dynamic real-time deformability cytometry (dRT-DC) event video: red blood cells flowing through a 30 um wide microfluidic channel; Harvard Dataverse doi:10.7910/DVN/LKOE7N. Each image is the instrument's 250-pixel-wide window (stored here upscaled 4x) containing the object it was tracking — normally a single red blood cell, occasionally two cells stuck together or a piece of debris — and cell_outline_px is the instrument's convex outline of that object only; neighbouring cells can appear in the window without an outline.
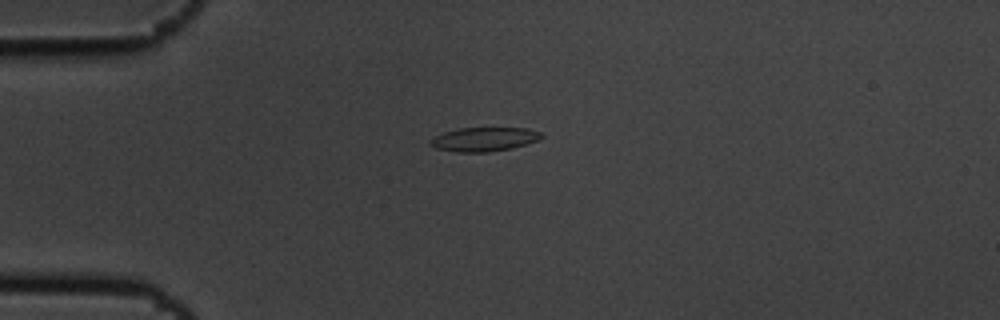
{"species": "common noctule bat (a hibernating species)", "species_latin": "Nyctalus noctula", "temperature_condition": "cold", "stored_images_in_passage": 12, "camera_frame_rate_fps": 3000, "um_per_image_px": 0.085, "animal": {"sex": "male", "body_mass_g": 19.5, "forearm_length_mm": 54.6}, "frame": {"image": 1, "passage_image": 1, "time_ms": 0.0, "image_size_px": [1000, 320], "cell_outline_px": [[544, 136], [536, 140], [512, 148], [488, 152], [456, 152], [436, 148], [428, 144], [428, 140], [444, 132], [460, 128], [528, 128], [544, 132]], "centroid_in_image_um": [41.14, 11.83], "position_along_channel_um": 43.9, "area_um2": 15.55}}
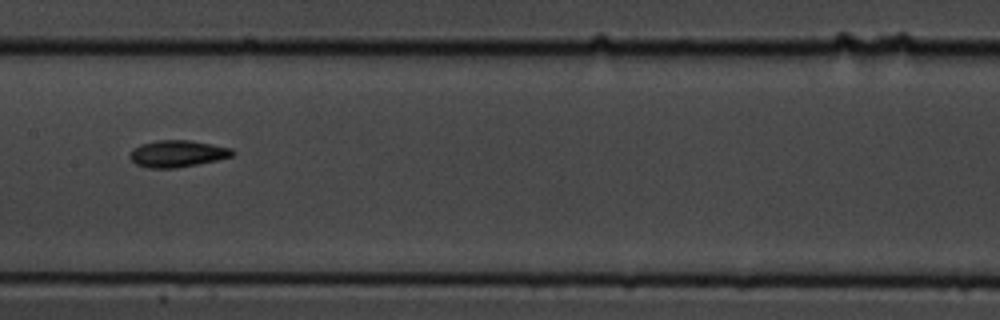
{"frame": {"image": 2, "passage_image": 5, "time_ms": 1.333, "image_size_px": [1000, 320], "cell_outline_px": [[236, 152], [232, 156], [216, 160], [176, 168], [148, 168], [136, 164], [128, 156], [132, 148], [140, 144], [156, 140], [192, 140], [232, 148]], "centroid_in_image_um": [15.06, 13.05], "position_along_channel_um": 192.3, "area_um2": 16.13}}
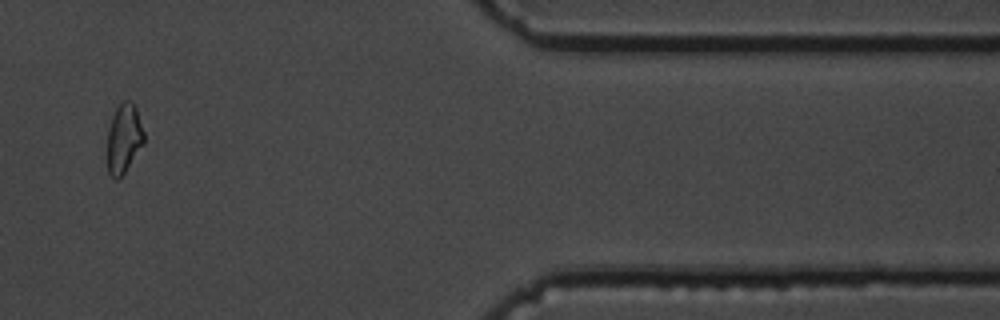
{"frame": {"image": 3, "passage_image": 10, "time_ms": 3.0, "image_size_px": [1000, 320], "cell_outline_px": [[144, 144], [124, 172], [116, 180], [108, 172], [108, 128], [112, 116], [116, 108], [124, 100], [132, 100], [136, 108], [144, 132]], "centroid_in_image_um": [10.54, 11.73], "position_along_channel_um": 400.9, "area_um2": 14.68}}